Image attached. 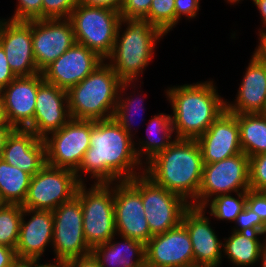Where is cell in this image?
Returning a JSON list of instances; mask_svg holds the SVG:
<instances>
[{
	"label": "cell",
	"mask_w": 266,
	"mask_h": 267,
	"mask_svg": "<svg viewBox=\"0 0 266 267\" xmlns=\"http://www.w3.org/2000/svg\"><path fill=\"white\" fill-rule=\"evenodd\" d=\"M144 19L166 35L176 26L175 0H152L149 13Z\"/></svg>",
	"instance_id": "32"
},
{
	"label": "cell",
	"mask_w": 266,
	"mask_h": 267,
	"mask_svg": "<svg viewBox=\"0 0 266 267\" xmlns=\"http://www.w3.org/2000/svg\"><path fill=\"white\" fill-rule=\"evenodd\" d=\"M205 208L190 206L183 214L182 224L188 230L193 246L194 264L218 267L222 262L221 247L216 233L205 216ZM221 260V261H220Z\"/></svg>",
	"instance_id": "21"
},
{
	"label": "cell",
	"mask_w": 266,
	"mask_h": 267,
	"mask_svg": "<svg viewBox=\"0 0 266 267\" xmlns=\"http://www.w3.org/2000/svg\"><path fill=\"white\" fill-rule=\"evenodd\" d=\"M148 267H186L194 264L188 230L181 223L165 233L153 235L145 244Z\"/></svg>",
	"instance_id": "17"
},
{
	"label": "cell",
	"mask_w": 266,
	"mask_h": 267,
	"mask_svg": "<svg viewBox=\"0 0 266 267\" xmlns=\"http://www.w3.org/2000/svg\"><path fill=\"white\" fill-rule=\"evenodd\" d=\"M11 20L30 21L42 19V0H18Z\"/></svg>",
	"instance_id": "37"
},
{
	"label": "cell",
	"mask_w": 266,
	"mask_h": 267,
	"mask_svg": "<svg viewBox=\"0 0 266 267\" xmlns=\"http://www.w3.org/2000/svg\"><path fill=\"white\" fill-rule=\"evenodd\" d=\"M261 114H262L263 116L266 117V104H265V107H264V109L262 110Z\"/></svg>",
	"instance_id": "54"
},
{
	"label": "cell",
	"mask_w": 266,
	"mask_h": 267,
	"mask_svg": "<svg viewBox=\"0 0 266 267\" xmlns=\"http://www.w3.org/2000/svg\"><path fill=\"white\" fill-rule=\"evenodd\" d=\"M43 81L42 73L16 77L0 91L6 121L10 126L26 129L33 122L37 90Z\"/></svg>",
	"instance_id": "18"
},
{
	"label": "cell",
	"mask_w": 266,
	"mask_h": 267,
	"mask_svg": "<svg viewBox=\"0 0 266 267\" xmlns=\"http://www.w3.org/2000/svg\"><path fill=\"white\" fill-rule=\"evenodd\" d=\"M237 225L233 228V231L238 232H254L265 233L266 224L261 220L259 215L249 209L247 206L236 217L235 222Z\"/></svg>",
	"instance_id": "36"
},
{
	"label": "cell",
	"mask_w": 266,
	"mask_h": 267,
	"mask_svg": "<svg viewBox=\"0 0 266 267\" xmlns=\"http://www.w3.org/2000/svg\"><path fill=\"white\" fill-rule=\"evenodd\" d=\"M104 62L67 91L71 118L92 121L113 118L122 80Z\"/></svg>",
	"instance_id": "5"
},
{
	"label": "cell",
	"mask_w": 266,
	"mask_h": 267,
	"mask_svg": "<svg viewBox=\"0 0 266 267\" xmlns=\"http://www.w3.org/2000/svg\"><path fill=\"white\" fill-rule=\"evenodd\" d=\"M145 164L144 173L155 183L197 207L204 164L196 140L174 138L169 147Z\"/></svg>",
	"instance_id": "2"
},
{
	"label": "cell",
	"mask_w": 266,
	"mask_h": 267,
	"mask_svg": "<svg viewBox=\"0 0 266 267\" xmlns=\"http://www.w3.org/2000/svg\"><path fill=\"white\" fill-rule=\"evenodd\" d=\"M14 128L12 126H0V156L4 148L8 135Z\"/></svg>",
	"instance_id": "46"
},
{
	"label": "cell",
	"mask_w": 266,
	"mask_h": 267,
	"mask_svg": "<svg viewBox=\"0 0 266 267\" xmlns=\"http://www.w3.org/2000/svg\"><path fill=\"white\" fill-rule=\"evenodd\" d=\"M168 89L166 94L173 109L171 119L176 139L196 140L226 110V100L216 92L213 81Z\"/></svg>",
	"instance_id": "3"
},
{
	"label": "cell",
	"mask_w": 266,
	"mask_h": 267,
	"mask_svg": "<svg viewBox=\"0 0 266 267\" xmlns=\"http://www.w3.org/2000/svg\"><path fill=\"white\" fill-rule=\"evenodd\" d=\"M79 0H42V19H67Z\"/></svg>",
	"instance_id": "34"
},
{
	"label": "cell",
	"mask_w": 266,
	"mask_h": 267,
	"mask_svg": "<svg viewBox=\"0 0 266 267\" xmlns=\"http://www.w3.org/2000/svg\"><path fill=\"white\" fill-rule=\"evenodd\" d=\"M226 1H228V3H231V4H235V3H238L241 0H226Z\"/></svg>",
	"instance_id": "52"
},
{
	"label": "cell",
	"mask_w": 266,
	"mask_h": 267,
	"mask_svg": "<svg viewBox=\"0 0 266 267\" xmlns=\"http://www.w3.org/2000/svg\"><path fill=\"white\" fill-rule=\"evenodd\" d=\"M259 34L260 43L258 47H256L257 49H255L253 56L266 65V30H260Z\"/></svg>",
	"instance_id": "45"
},
{
	"label": "cell",
	"mask_w": 266,
	"mask_h": 267,
	"mask_svg": "<svg viewBox=\"0 0 266 267\" xmlns=\"http://www.w3.org/2000/svg\"><path fill=\"white\" fill-rule=\"evenodd\" d=\"M246 206L257 213L266 224V191H247Z\"/></svg>",
	"instance_id": "39"
},
{
	"label": "cell",
	"mask_w": 266,
	"mask_h": 267,
	"mask_svg": "<svg viewBox=\"0 0 266 267\" xmlns=\"http://www.w3.org/2000/svg\"><path fill=\"white\" fill-rule=\"evenodd\" d=\"M31 175L0 157V202L22 205L26 199Z\"/></svg>",
	"instance_id": "29"
},
{
	"label": "cell",
	"mask_w": 266,
	"mask_h": 267,
	"mask_svg": "<svg viewBox=\"0 0 266 267\" xmlns=\"http://www.w3.org/2000/svg\"><path fill=\"white\" fill-rule=\"evenodd\" d=\"M263 241L264 243L261 247L260 259L262 261V267H266V240L264 239Z\"/></svg>",
	"instance_id": "51"
},
{
	"label": "cell",
	"mask_w": 266,
	"mask_h": 267,
	"mask_svg": "<svg viewBox=\"0 0 266 267\" xmlns=\"http://www.w3.org/2000/svg\"><path fill=\"white\" fill-rule=\"evenodd\" d=\"M0 45L16 77L31 76L38 71L32 47V20L0 21Z\"/></svg>",
	"instance_id": "16"
},
{
	"label": "cell",
	"mask_w": 266,
	"mask_h": 267,
	"mask_svg": "<svg viewBox=\"0 0 266 267\" xmlns=\"http://www.w3.org/2000/svg\"><path fill=\"white\" fill-rule=\"evenodd\" d=\"M172 115H166L160 113L155 115L147 126V129L151 136L147 140L139 142L141 148H135L138 159L142 162L143 154L146 157V163L151 160L156 154L164 151L173 142L171 136L173 137V124ZM154 134L158 137H154ZM160 136H159V135ZM142 158V159H141Z\"/></svg>",
	"instance_id": "28"
},
{
	"label": "cell",
	"mask_w": 266,
	"mask_h": 267,
	"mask_svg": "<svg viewBox=\"0 0 266 267\" xmlns=\"http://www.w3.org/2000/svg\"><path fill=\"white\" fill-rule=\"evenodd\" d=\"M152 0H124L120 10L121 18L144 19L151 7Z\"/></svg>",
	"instance_id": "38"
},
{
	"label": "cell",
	"mask_w": 266,
	"mask_h": 267,
	"mask_svg": "<svg viewBox=\"0 0 266 267\" xmlns=\"http://www.w3.org/2000/svg\"><path fill=\"white\" fill-rule=\"evenodd\" d=\"M66 263L67 267H100L98 260L92 253L69 260Z\"/></svg>",
	"instance_id": "43"
},
{
	"label": "cell",
	"mask_w": 266,
	"mask_h": 267,
	"mask_svg": "<svg viewBox=\"0 0 266 267\" xmlns=\"http://www.w3.org/2000/svg\"><path fill=\"white\" fill-rule=\"evenodd\" d=\"M132 138L114 118L91 120L90 147L75 172L78 181L84 183L81 173H89L96 179L94 183L131 180L143 173L134 171L139 165L143 169V162L137 157Z\"/></svg>",
	"instance_id": "1"
},
{
	"label": "cell",
	"mask_w": 266,
	"mask_h": 267,
	"mask_svg": "<svg viewBox=\"0 0 266 267\" xmlns=\"http://www.w3.org/2000/svg\"><path fill=\"white\" fill-rule=\"evenodd\" d=\"M250 189L266 191V153L249 158Z\"/></svg>",
	"instance_id": "35"
},
{
	"label": "cell",
	"mask_w": 266,
	"mask_h": 267,
	"mask_svg": "<svg viewBox=\"0 0 266 267\" xmlns=\"http://www.w3.org/2000/svg\"><path fill=\"white\" fill-rule=\"evenodd\" d=\"M69 19L74 28L75 41L107 60L113 51L122 20L120 12L78 3Z\"/></svg>",
	"instance_id": "7"
},
{
	"label": "cell",
	"mask_w": 266,
	"mask_h": 267,
	"mask_svg": "<svg viewBox=\"0 0 266 267\" xmlns=\"http://www.w3.org/2000/svg\"><path fill=\"white\" fill-rule=\"evenodd\" d=\"M80 184L74 171L46 164L31 177L26 199L21 206L26 209L54 211L76 196Z\"/></svg>",
	"instance_id": "8"
},
{
	"label": "cell",
	"mask_w": 266,
	"mask_h": 267,
	"mask_svg": "<svg viewBox=\"0 0 266 267\" xmlns=\"http://www.w3.org/2000/svg\"><path fill=\"white\" fill-rule=\"evenodd\" d=\"M103 61L91 49L75 42L41 73L44 81L68 91L91 74Z\"/></svg>",
	"instance_id": "15"
},
{
	"label": "cell",
	"mask_w": 266,
	"mask_h": 267,
	"mask_svg": "<svg viewBox=\"0 0 266 267\" xmlns=\"http://www.w3.org/2000/svg\"><path fill=\"white\" fill-rule=\"evenodd\" d=\"M70 119L67 91L43 81L37 90L33 122L26 129L44 139Z\"/></svg>",
	"instance_id": "19"
},
{
	"label": "cell",
	"mask_w": 266,
	"mask_h": 267,
	"mask_svg": "<svg viewBox=\"0 0 266 267\" xmlns=\"http://www.w3.org/2000/svg\"><path fill=\"white\" fill-rule=\"evenodd\" d=\"M200 0H175L176 25L183 15L195 18L200 9ZM182 15V16H181Z\"/></svg>",
	"instance_id": "40"
},
{
	"label": "cell",
	"mask_w": 266,
	"mask_h": 267,
	"mask_svg": "<svg viewBox=\"0 0 266 267\" xmlns=\"http://www.w3.org/2000/svg\"><path fill=\"white\" fill-rule=\"evenodd\" d=\"M238 198L231 196V194H224L213 197L207 205L210 206V216H214L219 220H228L235 222L236 217L246 206L247 191H240L236 193Z\"/></svg>",
	"instance_id": "31"
},
{
	"label": "cell",
	"mask_w": 266,
	"mask_h": 267,
	"mask_svg": "<svg viewBox=\"0 0 266 267\" xmlns=\"http://www.w3.org/2000/svg\"><path fill=\"white\" fill-rule=\"evenodd\" d=\"M75 42L69 18L32 20L33 54L40 73Z\"/></svg>",
	"instance_id": "14"
},
{
	"label": "cell",
	"mask_w": 266,
	"mask_h": 267,
	"mask_svg": "<svg viewBox=\"0 0 266 267\" xmlns=\"http://www.w3.org/2000/svg\"><path fill=\"white\" fill-rule=\"evenodd\" d=\"M249 189V157L244 152L219 162L204 164L197 207L204 208L214 195Z\"/></svg>",
	"instance_id": "10"
},
{
	"label": "cell",
	"mask_w": 266,
	"mask_h": 267,
	"mask_svg": "<svg viewBox=\"0 0 266 267\" xmlns=\"http://www.w3.org/2000/svg\"><path fill=\"white\" fill-rule=\"evenodd\" d=\"M53 212L52 247L56 261L67 262L91 253L83 233V212L80 199L62 203Z\"/></svg>",
	"instance_id": "12"
},
{
	"label": "cell",
	"mask_w": 266,
	"mask_h": 267,
	"mask_svg": "<svg viewBox=\"0 0 266 267\" xmlns=\"http://www.w3.org/2000/svg\"><path fill=\"white\" fill-rule=\"evenodd\" d=\"M140 195L152 235L165 233L180 225L183 214L191 206L178 194L155 183L144 172L140 174Z\"/></svg>",
	"instance_id": "9"
},
{
	"label": "cell",
	"mask_w": 266,
	"mask_h": 267,
	"mask_svg": "<svg viewBox=\"0 0 266 267\" xmlns=\"http://www.w3.org/2000/svg\"><path fill=\"white\" fill-rule=\"evenodd\" d=\"M23 208L20 204H0V244L16 249Z\"/></svg>",
	"instance_id": "30"
},
{
	"label": "cell",
	"mask_w": 266,
	"mask_h": 267,
	"mask_svg": "<svg viewBox=\"0 0 266 267\" xmlns=\"http://www.w3.org/2000/svg\"><path fill=\"white\" fill-rule=\"evenodd\" d=\"M196 141L202 153L203 164L219 162L242 153L236 114L224 110Z\"/></svg>",
	"instance_id": "20"
},
{
	"label": "cell",
	"mask_w": 266,
	"mask_h": 267,
	"mask_svg": "<svg viewBox=\"0 0 266 267\" xmlns=\"http://www.w3.org/2000/svg\"><path fill=\"white\" fill-rule=\"evenodd\" d=\"M122 24H127L124 32L120 30ZM162 36L165 34L146 19L122 18L108 64L122 81H136L149 65Z\"/></svg>",
	"instance_id": "4"
},
{
	"label": "cell",
	"mask_w": 266,
	"mask_h": 267,
	"mask_svg": "<svg viewBox=\"0 0 266 267\" xmlns=\"http://www.w3.org/2000/svg\"><path fill=\"white\" fill-rule=\"evenodd\" d=\"M0 157L34 176L46 165L44 139L38 138L31 130L14 128L6 139Z\"/></svg>",
	"instance_id": "22"
},
{
	"label": "cell",
	"mask_w": 266,
	"mask_h": 267,
	"mask_svg": "<svg viewBox=\"0 0 266 267\" xmlns=\"http://www.w3.org/2000/svg\"><path fill=\"white\" fill-rule=\"evenodd\" d=\"M0 126H10L6 121V117H5L3 104H2L1 99H0Z\"/></svg>",
	"instance_id": "50"
},
{
	"label": "cell",
	"mask_w": 266,
	"mask_h": 267,
	"mask_svg": "<svg viewBox=\"0 0 266 267\" xmlns=\"http://www.w3.org/2000/svg\"><path fill=\"white\" fill-rule=\"evenodd\" d=\"M259 235L263 233L232 231L231 236L222 244V251L230 261L237 266H250L260 259L263 243ZM258 237V238H257Z\"/></svg>",
	"instance_id": "26"
},
{
	"label": "cell",
	"mask_w": 266,
	"mask_h": 267,
	"mask_svg": "<svg viewBox=\"0 0 266 267\" xmlns=\"http://www.w3.org/2000/svg\"><path fill=\"white\" fill-rule=\"evenodd\" d=\"M85 185H79L76 196L82 206L84 237L87 244L93 248L108 242L117 234L114 186L113 183H95L87 189Z\"/></svg>",
	"instance_id": "6"
},
{
	"label": "cell",
	"mask_w": 266,
	"mask_h": 267,
	"mask_svg": "<svg viewBox=\"0 0 266 267\" xmlns=\"http://www.w3.org/2000/svg\"><path fill=\"white\" fill-rule=\"evenodd\" d=\"M132 82L134 81H122L121 85H120V89H119V93H118V100H117V106L115 108V112L113 115V118L121 125V127L130 135L133 137V135L131 134V115L136 114V111L138 108L142 109V106L140 107V105H143L141 102L143 99L140 98V101L135 100L134 98L131 99V95L128 97H124L122 98V92H124L125 90H127L126 88H128L130 86V84H132ZM128 86V87H127ZM138 99V98H136ZM137 102V104H136ZM135 103V104H133ZM140 103V105L138 106V104ZM136 105V106H135ZM132 108V109H131ZM133 109H135V113L133 111ZM144 109V108H143ZM139 110V109H138ZM130 112L132 113L130 115ZM133 119V118H132Z\"/></svg>",
	"instance_id": "33"
},
{
	"label": "cell",
	"mask_w": 266,
	"mask_h": 267,
	"mask_svg": "<svg viewBox=\"0 0 266 267\" xmlns=\"http://www.w3.org/2000/svg\"><path fill=\"white\" fill-rule=\"evenodd\" d=\"M113 184L116 233L146 244L153 235L140 195V175Z\"/></svg>",
	"instance_id": "13"
},
{
	"label": "cell",
	"mask_w": 266,
	"mask_h": 267,
	"mask_svg": "<svg viewBox=\"0 0 266 267\" xmlns=\"http://www.w3.org/2000/svg\"><path fill=\"white\" fill-rule=\"evenodd\" d=\"M15 78L16 76L10 69L8 61L6 59L5 51L0 45V91Z\"/></svg>",
	"instance_id": "41"
},
{
	"label": "cell",
	"mask_w": 266,
	"mask_h": 267,
	"mask_svg": "<svg viewBox=\"0 0 266 267\" xmlns=\"http://www.w3.org/2000/svg\"><path fill=\"white\" fill-rule=\"evenodd\" d=\"M124 0H79L80 4L91 7L108 8L120 12Z\"/></svg>",
	"instance_id": "42"
},
{
	"label": "cell",
	"mask_w": 266,
	"mask_h": 267,
	"mask_svg": "<svg viewBox=\"0 0 266 267\" xmlns=\"http://www.w3.org/2000/svg\"><path fill=\"white\" fill-rule=\"evenodd\" d=\"M44 138L46 164L76 172L90 147L91 120L71 118L58 131Z\"/></svg>",
	"instance_id": "11"
},
{
	"label": "cell",
	"mask_w": 266,
	"mask_h": 267,
	"mask_svg": "<svg viewBox=\"0 0 266 267\" xmlns=\"http://www.w3.org/2000/svg\"><path fill=\"white\" fill-rule=\"evenodd\" d=\"M251 58L235 102L226 101V110L233 114L261 113L266 104V65Z\"/></svg>",
	"instance_id": "24"
},
{
	"label": "cell",
	"mask_w": 266,
	"mask_h": 267,
	"mask_svg": "<svg viewBox=\"0 0 266 267\" xmlns=\"http://www.w3.org/2000/svg\"><path fill=\"white\" fill-rule=\"evenodd\" d=\"M186 267H209V266H201V265H196V264H193V265L186 266Z\"/></svg>",
	"instance_id": "53"
},
{
	"label": "cell",
	"mask_w": 266,
	"mask_h": 267,
	"mask_svg": "<svg viewBox=\"0 0 266 267\" xmlns=\"http://www.w3.org/2000/svg\"><path fill=\"white\" fill-rule=\"evenodd\" d=\"M16 259L15 249L0 244V267H11Z\"/></svg>",
	"instance_id": "44"
},
{
	"label": "cell",
	"mask_w": 266,
	"mask_h": 267,
	"mask_svg": "<svg viewBox=\"0 0 266 267\" xmlns=\"http://www.w3.org/2000/svg\"><path fill=\"white\" fill-rule=\"evenodd\" d=\"M28 214L31 217L29 221H25L24 217ZM53 226L52 211L23 208L19 238L15 249L17 258L40 260L45 248L50 243L52 245Z\"/></svg>",
	"instance_id": "23"
},
{
	"label": "cell",
	"mask_w": 266,
	"mask_h": 267,
	"mask_svg": "<svg viewBox=\"0 0 266 267\" xmlns=\"http://www.w3.org/2000/svg\"><path fill=\"white\" fill-rule=\"evenodd\" d=\"M11 267H33V259H21L17 258Z\"/></svg>",
	"instance_id": "49"
},
{
	"label": "cell",
	"mask_w": 266,
	"mask_h": 267,
	"mask_svg": "<svg viewBox=\"0 0 266 267\" xmlns=\"http://www.w3.org/2000/svg\"><path fill=\"white\" fill-rule=\"evenodd\" d=\"M120 237L121 239L123 238V243L122 241L118 243L112 241L114 240L113 237L108 242L99 244L91 249V253L98 260L100 267L145 266V244L128 237Z\"/></svg>",
	"instance_id": "25"
},
{
	"label": "cell",
	"mask_w": 266,
	"mask_h": 267,
	"mask_svg": "<svg viewBox=\"0 0 266 267\" xmlns=\"http://www.w3.org/2000/svg\"><path fill=\"white\" fill-rule=\"evenodd\" d=\"M242 152L249 158L266 153V117L261 113L236 114Z\"/></svg>",
	"instance_id": "27"
},
{
	"label": "cell",
	"mask_w": 266,
	"mask_h": 267,
	"mask_svg": "<svg viewBox=\"0 0 266 267\" xmlns=\"http://www.w3.org/2000/svg\"><path fill=\"white\" fill-rule=\"evenodd\" d=\"M39 260H36V259H33V267H67V263L64 262V261H56L54 263H57V264H39Z\"/></svg>",
	"instance_id": "48"
},
{
	"label": "cell",
	"mask_w": 266,
	"mask_h": 267,
	"mask_svg": "<svg viewBox=\"0 0 266 267\" xmlns=\"http://www.w3.org/2000/svg\"><path fill=\"white\" fill-rule=\"evenodd\" d=\"M252 1L257 6V9H259V12L262 17V22L266 27V0H252Z\"/></svg>",
	"instance_id": "47"
}]
</instances>
